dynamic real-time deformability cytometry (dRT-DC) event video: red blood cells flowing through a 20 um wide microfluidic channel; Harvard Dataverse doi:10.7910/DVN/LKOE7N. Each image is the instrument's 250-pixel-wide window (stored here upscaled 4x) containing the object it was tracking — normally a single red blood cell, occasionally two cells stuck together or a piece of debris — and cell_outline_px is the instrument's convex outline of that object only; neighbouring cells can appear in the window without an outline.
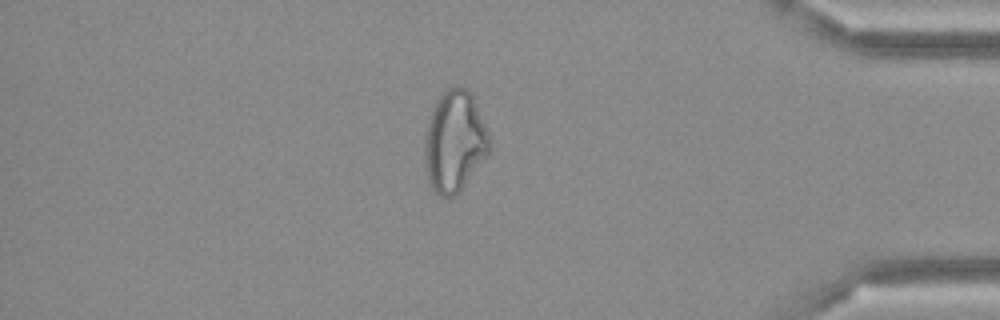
{"species": "Egyptian fruit bat (a non-hibernating species)", "species_latin": "Rousettus aegyptiacus", "temperature_condition": "cold", "stored_images_in_passage": 48, "camera_frame_rate_fps": 3000, "um_per_image_px": 0.085, "frame": {"image": 1, "passage_image": 41, "time_ms": 13.333, "image_size_px": [1000, 320], "cell_outline_px": [[492, 148], [460, 192], [452, 196], [440, 196], [432, 188], [428, 180], [424, 164], [424, 136], [428, 120], [432, 108], [436, 100], [448, 88], [456, 84], [460, 84], [468, 88], [472, 96], [488, 132]], "centroid_in_image_um": [38.62, 12.01], "position_along_channel_um": 396.6, "area_um2": 38.49}}